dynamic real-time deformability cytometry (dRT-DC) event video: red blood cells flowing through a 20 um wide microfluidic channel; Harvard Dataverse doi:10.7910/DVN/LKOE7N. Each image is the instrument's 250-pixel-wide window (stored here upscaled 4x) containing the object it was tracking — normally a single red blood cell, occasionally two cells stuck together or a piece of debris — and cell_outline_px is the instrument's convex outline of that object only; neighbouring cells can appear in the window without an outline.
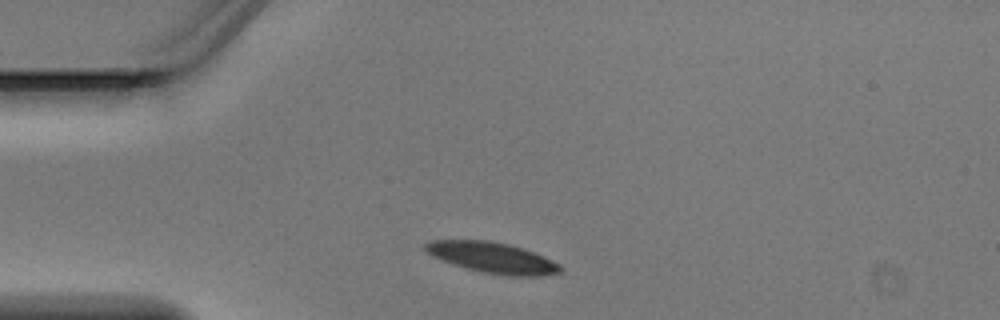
{"species": "Egyptian fruit bat (a non-hibernating species)", "species_latin": "Rousettus aegyptiacus", "temperature_condition": "warm", "stored_images_in_passage": 2, "camera_frame_rate_fps": 3000, "um_per_image_px": 0.085, "animal": {"sex": "male"}, "frame": {"image": 1, "passage_image": 1, "time_ms": 0.0, "image_size_px": [1000, 320], "cell_outline_px": [[564, 268], [560, 272], [536, 276], [508, 276], [480, 272], [452, 264], [432, 256], [424, 248], [424, 244], [432, 240], [488, 240], [508, 244], [524, 248], [544, 256], [560, 264]], "centroid_in_image_um": [41.87, 21.9], "position_along_channel_um": 43.1, "area_um2": 24.28}}
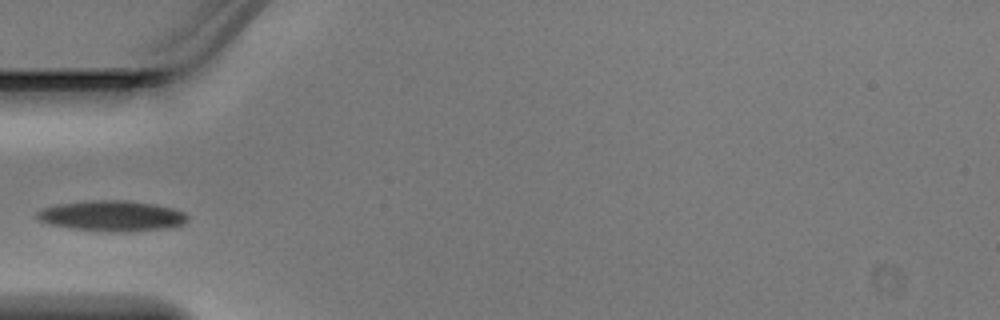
{"frame": {"image": 2, "passage_image": 2, "time_ms": 0.333, "image_size_px": [1000, 320], "cell_outline_px": [[188, 220], [172, 228], [112, 232], [72, 228], [48, 224], [40, 220], [36, 216], [36, 212], [44, 208], [56, 204], [84, 200], [128, 200], [156, 204], [172, 208], [184, 212], [188, 216]], "centroid_in_image_um": [9.51, 18.33], "position_along_channel_um": 75.5, "area_um2": 26.88}}